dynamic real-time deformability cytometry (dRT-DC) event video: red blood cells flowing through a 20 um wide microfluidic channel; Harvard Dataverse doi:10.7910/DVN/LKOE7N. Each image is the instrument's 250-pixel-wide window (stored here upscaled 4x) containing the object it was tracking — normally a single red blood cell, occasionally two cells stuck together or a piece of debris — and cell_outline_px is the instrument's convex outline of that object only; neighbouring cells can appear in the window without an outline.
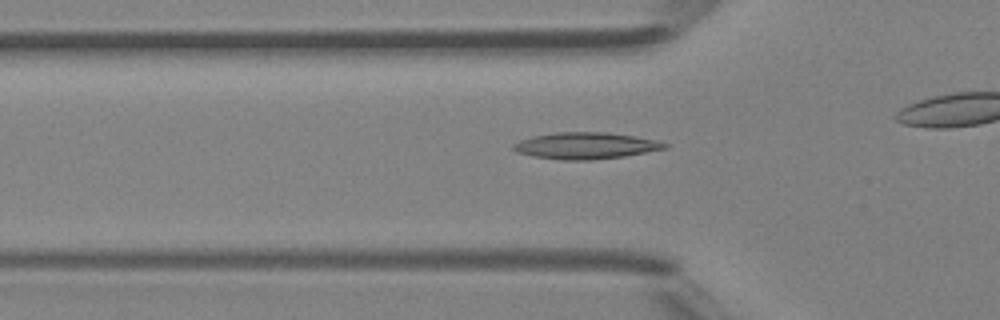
{"species": "Egyptian fruit bat (a non-hibernating species)", "species_latin": "Rousettus aegyptiacus", "temperature_condition": "room temperature", "stored_images_in_passage": 29, "camera_frame_rate_fps": 3000, "um_per_image_px": 0.085, "animal": {"sex": "female"}, "frame": {"image": 1, "passage_image": 7, "time_ms": 2.0, "image_size_px": [1000, 320], "cell_outline_px": [[668, 148], [624, 156], [592, 160], [560, 160], [532, 156], [516, 152], [512, 148], [512, 144], [520, 140], [532, 136], [556, 132], [608, 132], [656, 140], [668, 144]], "centroid_in_image_um": [49.74, 12.38], "position_along_channel_um": 76.1, "area_um2": 23.47}}
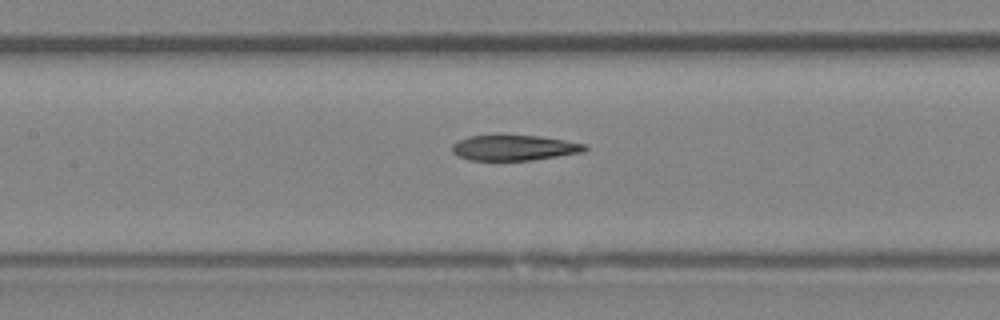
{"frame": {"image": 2, "passage_image": 13, "time_ms": 4.0, "image_size_px": [1000, 320], "cell_outline_px": [[588, 148], [584, 152], [532, 160], [468, 160], [452, 152], [452, 144], [468, 136], [540, 136], [588, 144]], "centroid_in_image_um": [43.75, 12.57], "position_along_channel_um": 163.7, "area_um2": 19.48}}
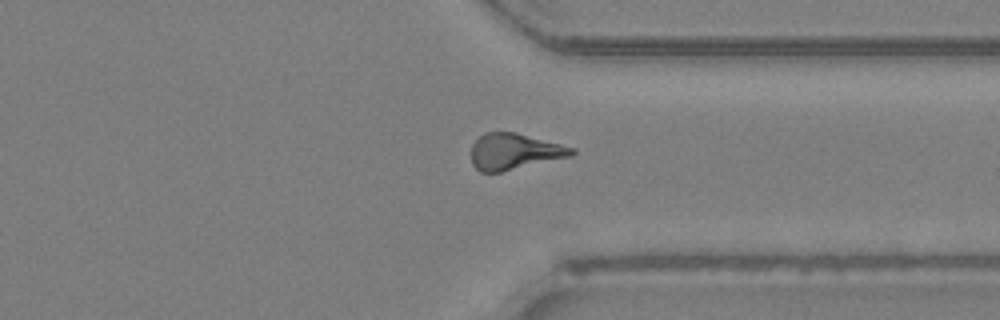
{"frame": {"image": 3, "passage_image": 27, "time_ms": 8.667, "image_size_px": [1000, 320], "cell_outline_px": [[576, 152], [572, 156], [500, 172], [480, 172], [472, 164], [472, 144], [484, 132], [516, 132], [576, 148]], "centroid_in_image_um": [43.73, 12.87], "position_along_channel_um": 367.7, "area_um2": 21.15}}